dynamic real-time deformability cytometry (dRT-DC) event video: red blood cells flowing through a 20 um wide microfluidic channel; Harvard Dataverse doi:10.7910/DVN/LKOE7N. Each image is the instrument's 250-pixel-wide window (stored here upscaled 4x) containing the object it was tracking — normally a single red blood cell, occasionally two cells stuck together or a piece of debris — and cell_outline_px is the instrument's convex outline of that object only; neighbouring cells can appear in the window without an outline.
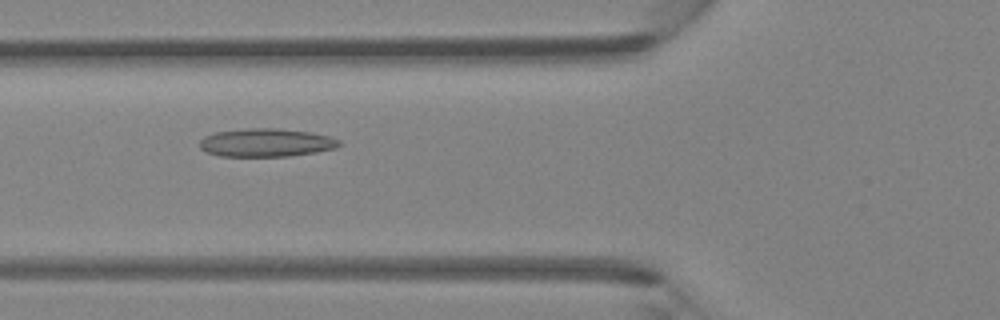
{"species": "Egyptian fruit bat (a non-hibernating species)", "species_latin": "Rousettus aegyptiacus", "temperature_condition": "room temperature", "stored_images_in_passage": 32, "camera_frame_rate_fps": 3000, "um_per_image_px": 0.085, "animal": {"sex": "female"}, "frame": {"image": 1, "passage_image": 7, "time_ms": 2.0, "image_size_px": [1000, 320], "cell_outline_px": [[340, 144], [336, 148], [316, 152], [288, 156], [220, 156], [208, 152], [200, 148], [200, 140], [204, 136], [216, 132], [248, 128], [276, 128], [312, 132], [328, 136], [340, 140]], "centroid_in_image_um": [22.63, 12.12], "position_along_channel_um": 103.2, "area_um2": 22.89}}
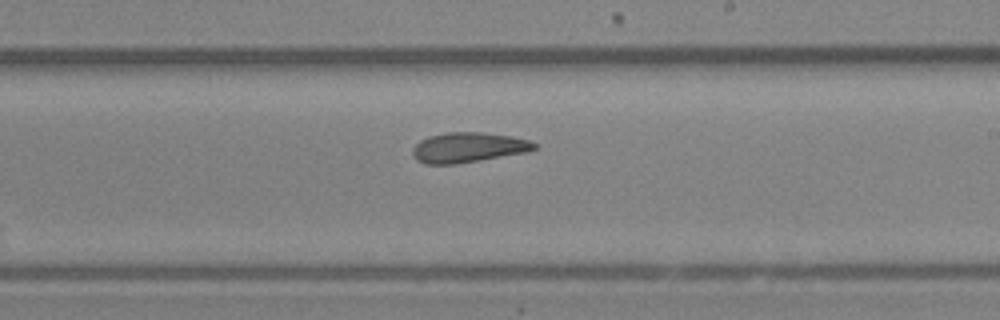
{"frame": {"image": 2, "passage_image": 17, "time_ms": 5.333, "image_size_px": [1000, 320], "cell_outline_px": [[536, 148], [528, 152], [456, 164], [424, 164], [416, 160], [412, 156], [412, 148], [420, 140], [428, 136], [448, 132], [484, 132], [512, 136], [528, 140], [536, 144]], "centroid_in_image_um": [39.77, 12.53], "position_along_channel_um": 249.2, "area_um2": 21.44}}
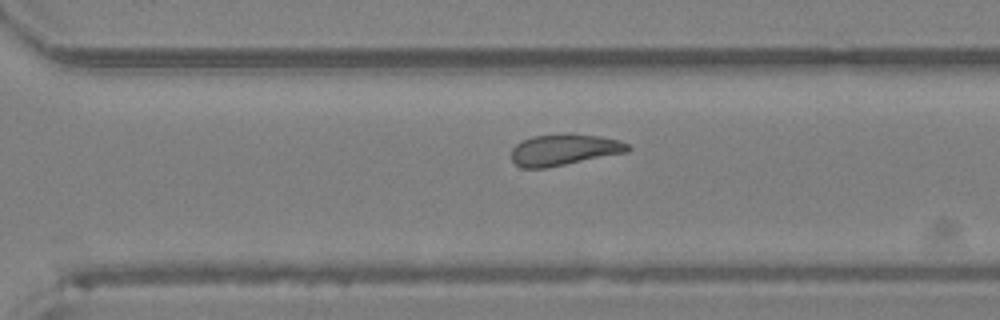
{"frame": {"image": 3, "passage_image": 22, "time_ms": 7.0, "image_size_px": [1000, 320], "cell_outline_px": [[632, 148], [628, 152], [544, 168], [520, 168], [512, 160], [512, 148], [516, 144], [532, 136], [600, 136], [620, 140], [628, 144]], "centroid_in_image_um": [47.96, 12.77], "position_along_channel_um": 322.6, "area_um2": 20.46}}